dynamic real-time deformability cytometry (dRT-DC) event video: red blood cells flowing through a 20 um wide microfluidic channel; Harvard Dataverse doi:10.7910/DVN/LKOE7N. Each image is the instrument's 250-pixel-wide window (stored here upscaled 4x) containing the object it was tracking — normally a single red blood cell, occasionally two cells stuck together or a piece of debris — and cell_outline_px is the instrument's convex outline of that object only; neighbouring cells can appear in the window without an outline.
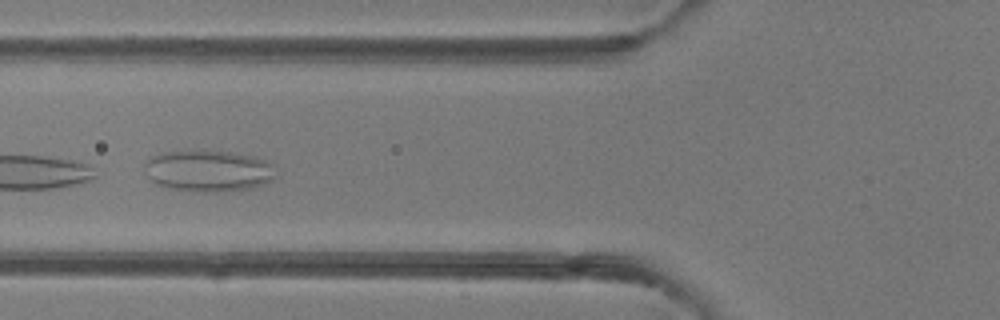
{"species": "common noctule bat (a hibernating species)", "species_latin": "Nyctalus noctula", "temperature_condition": "room temperature", "stored_images_in_passage": 6, "camera_frame_rate_fps": 3000, "um_per_image_px": 0.085, "animal": {"sex": "female"}, "frame": {"image": 1, "passage_image": 6, "time_ms": 6.0, "image_size_px": [1000, 320], "cell_outline_px": [[276, 176], [272, 180], [264, 184], [252, 188], [216, 192], [204, 192], [168, 188], [156, 184], [144, 172], [144, 164], [152, 156], [160, 152], [228, 152], [252, 156], [264, 160], [272, 164]], "centroid_in_image_um": [17.7, 14.55], "position_along_channel_um": 108.1, "area_um2": 31.33}}